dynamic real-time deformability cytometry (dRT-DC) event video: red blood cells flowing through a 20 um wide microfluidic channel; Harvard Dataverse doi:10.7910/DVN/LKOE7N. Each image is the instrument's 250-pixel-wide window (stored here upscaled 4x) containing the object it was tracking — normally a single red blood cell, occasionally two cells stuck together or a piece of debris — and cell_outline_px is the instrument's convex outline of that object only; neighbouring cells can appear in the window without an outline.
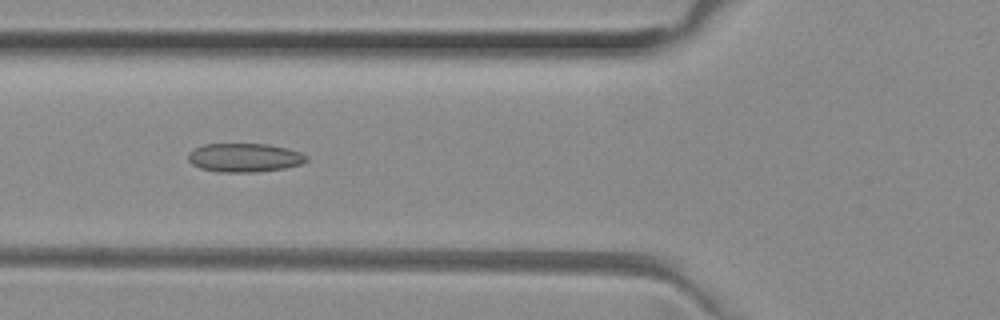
{"species": "common noctule bat (a hibernating species)", "species_latin": "Nyctalus noctula", "temperature_condition": "room temperature", "stored_images_in_passage": 50, "camera_frame_rate_fps": 3000, "um_per_image_px": 0.085, "animal": {"sex": "female", "body_mass_g": 29.2, "forearm_length_mm": 56.3}, "frame": {"image": 1, "passage_image": 18, "time_ms": 5.667, "image_size_px": [1000, 320], "cell_outline_px": [[308, 160], [300, 164], [284, 168], [256, 172], [216, 172], [200, 168], [192, 164], [188, 160], [188, 152], [204, 144], [268, 144], [288, 148], [300, 152], [308, 156]], "centroid_in_image_um": [20.78, 13.4], "position_along_channel_um": 105.0, "area_um2": 19.88}}
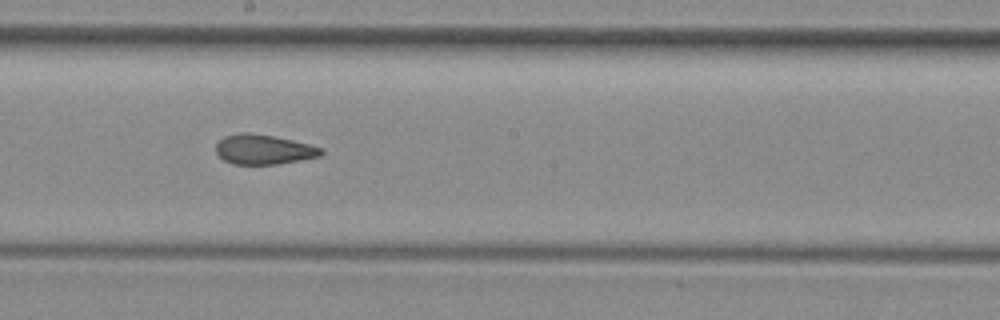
{"frame": {"image": 2, "passage_image": 27, "time_ms": 8.667, "image_size_px": [1000, 320], "cell_outline_px": [[324, 152], [320, 156], [300, 160], [276, 164], [232, 164], [224, 160], [216, 152], [216, 144], [224, 136], [240, 132], [244, 132], [272, 136], [292, 140], [324, 148]], "centroid_in_image_um": [22.41, 12.7], "position_along_channel_um": 225.8, "area_um2": 18.15}}
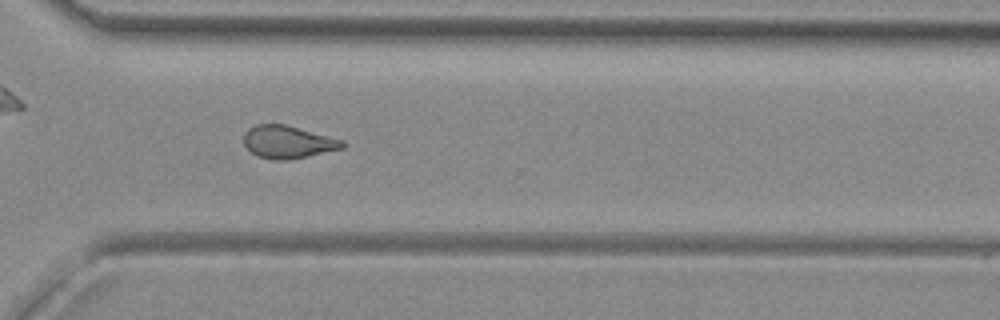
{"frame": {"image": 3, "passage_image": 36, "time_ms": 11.667, "image_size_px": [1000, 320], "cell_outline_px": [[344, 148], [288, 160], [272, 160], [256, 156], [244, 144], [244, 132], [248, 128], [256, 124], [284, 124], [344, 140]], "centroid_in_image_um": [24.45, 12.07], "position_along_channel_um": 346.2, "area_um2": 18.73}, "authors_computed_cell_mechanics": {"area_um2": 19.3341, "velocity_mm_per_s": 4.0207, "shape_relaxation_time_tau1_ms": null, "shape_relaxation_time_tau2_ms": 2.4895, "deformation_change_tau1": null, "deformation_change_tau2": 0.0838}}